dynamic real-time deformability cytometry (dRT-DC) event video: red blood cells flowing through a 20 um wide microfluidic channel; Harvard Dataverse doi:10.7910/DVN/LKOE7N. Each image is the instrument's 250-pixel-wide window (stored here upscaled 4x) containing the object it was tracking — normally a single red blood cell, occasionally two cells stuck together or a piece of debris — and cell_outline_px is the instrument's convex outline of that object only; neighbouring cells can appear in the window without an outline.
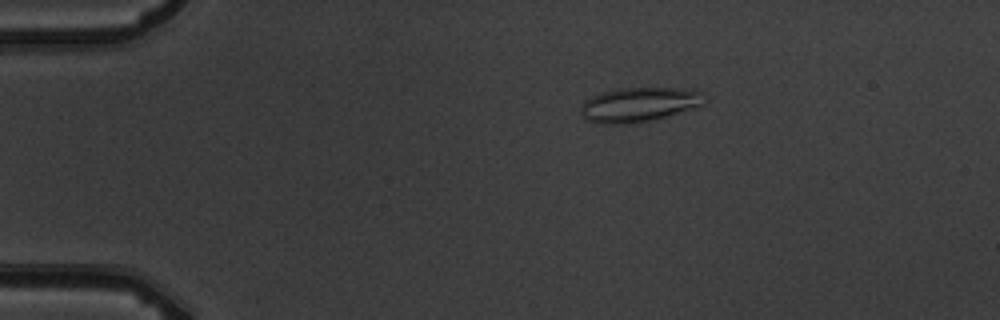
{"species": "common noctule bat (a hibernating species)", "species_latin": "Nyctalus noctula", "temperature_condition": "warm", "stored_images_in_passage": 6, "camera_frame_rate_fps": 3000, "um_per_image_px": 0.085, "animal": {"sex": "male", "body_mass_g": 19.5, "forearm_length_mm": 54.6}, "frame": {"image": 1, "passage_image": 3, "time_ms": 2.333, "image_size_px": [1000, 320], "cell_outline_px": [[708, 96], [704, 104], [696, 108], [648, 120], [628, 124], [596, 124], [588, 120], [580, 112], [580, 108], [584, 100], [600, 92], [620, 88], [672, 88], [704, 92]], "centroid_in_image_um": [54.31, 8.88], "position_along_channel_um": 30.7, "area_um2": 24.91}}
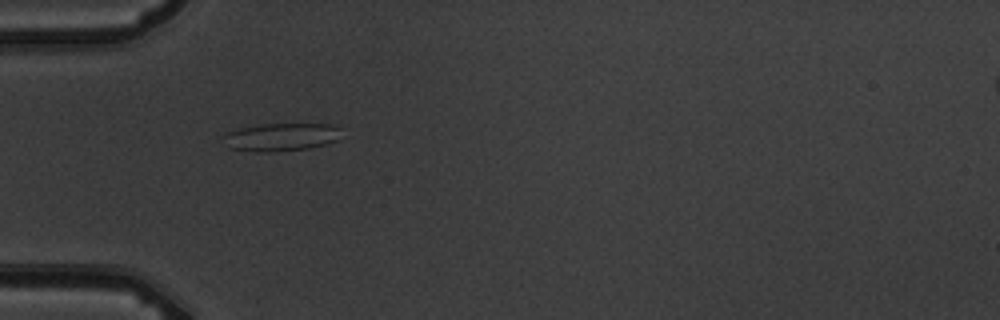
{"frame": {"image": 2, "passage_image": 5, "time_ms": 4.667, "image_size_px": [1000, 320], "cell_outline_px": [[340, 128], [336, 140], [324, 144], [308, 148], [272, 152], [256, 152], [228, 148], [224, 136], [228, 132], [240, 128], [260, 124], [336, 124]], "centroid_in_image_um": [23.88, 11.64], "position_along_channel_um": 61.1, "area_um2": 19.02}}
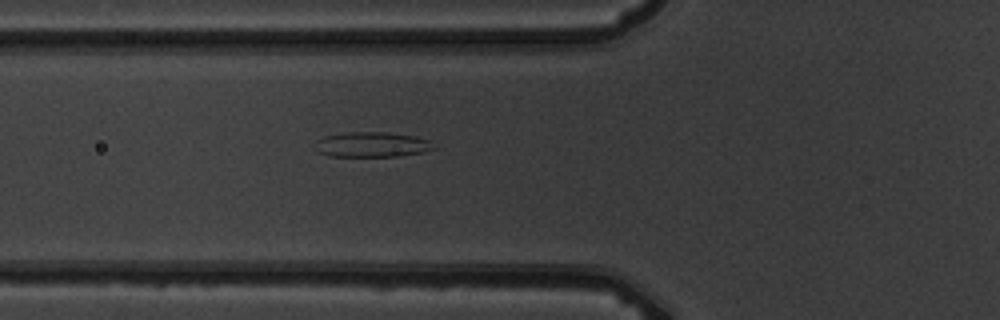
{"frame": {"image": 3, "passage_image": 6, "time_ms": 5.667, "image_size_px": [1000, 320], "cell_outline_px": [[436, 148], [424, 152], [400, 156], [328, 156], [312, 148], [316, 140], [324, 136], [344, 132], [388, 132], [416, 136], [432, 140]], "centroid_in_image_um": [31.62, 12.28], "position_along_channel_um": 94.2, "area_um2": 17.74}}